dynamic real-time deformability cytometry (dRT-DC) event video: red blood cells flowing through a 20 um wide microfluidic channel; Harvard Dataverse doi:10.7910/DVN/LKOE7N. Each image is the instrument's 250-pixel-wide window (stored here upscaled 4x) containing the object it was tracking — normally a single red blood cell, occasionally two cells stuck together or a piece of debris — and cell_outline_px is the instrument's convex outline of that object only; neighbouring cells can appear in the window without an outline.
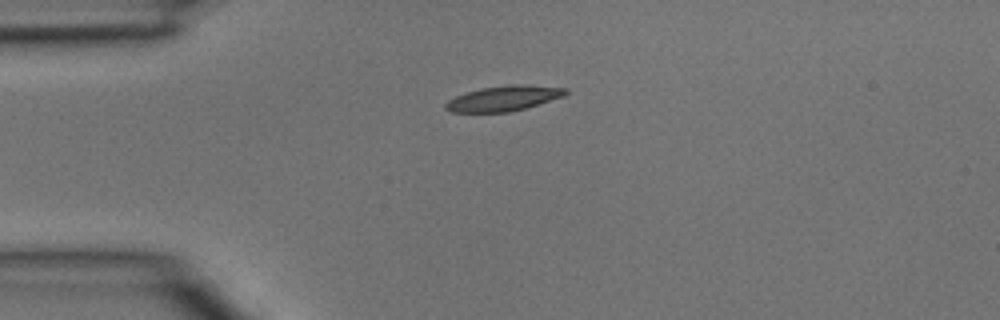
{"species": "common noctule bat (a hibernating species)", "species_latin": "Nyctalus noctula", "temperature_condition": "room temperature", "stored_images_in_passage": 3, "camera_frame_rate_fps": 3000, "um_per_image_px": 0.085, "animal": {"sex": "male", "body_mass_g": 15.6}, "frame": {"image": 1, "passage_image": 1, "time_ms": 0.0, "image_size_px": [1000, 320], "cell_outline_px": [[568, 92], [564, 96], [524, 108], [508, 112], [452, 112], [444, 108], [444, 104], [448, 100], [456, 96], [480, 88], [512, 84], [524, 84], [568, 88]], "centroid_in_image_um": [42.81, 8.35], "position_along_channel_um": 42.2, "area_um2": 17.51}}